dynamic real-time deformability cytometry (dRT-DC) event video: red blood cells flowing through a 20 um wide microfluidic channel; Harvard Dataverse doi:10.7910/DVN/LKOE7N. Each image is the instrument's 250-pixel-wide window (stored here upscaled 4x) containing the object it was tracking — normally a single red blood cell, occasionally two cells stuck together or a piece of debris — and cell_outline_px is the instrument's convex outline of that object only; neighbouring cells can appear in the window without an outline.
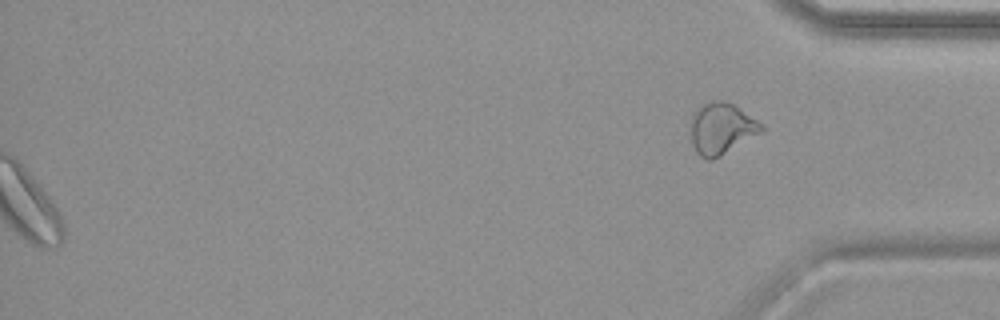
{"species": "common noctule bat (a hibernating species)", "species_latin": "Nyctalus noctula", "temperature_condition": "warm", "stored_images_in_passage": 36, "segment_of_instrument_passage": [2, 2], "camera_frame_rate_fps": 3000, "um_per_image_px": 0.085, "animal": {"sex": "female", "body_mass_g": 19.9}, "frame": {"image": 1, "passage_image": 36, "time_ms": 11.667, "image_size_px": [1000, 320], "cell_outline_px": [[764, 128], [760, 132], [720, 156], [712, 160], [708, 160], [700, 156], [696, 152], [692, 144], [692, 116], [696, 108], [700, 104], [712, 100], [720, 100], [732, 104], [764, 124]], "centroid_in_image_um": [61.3, 10.91], "position_along_channel_um": 373.9, "area_um2": 20.87}}